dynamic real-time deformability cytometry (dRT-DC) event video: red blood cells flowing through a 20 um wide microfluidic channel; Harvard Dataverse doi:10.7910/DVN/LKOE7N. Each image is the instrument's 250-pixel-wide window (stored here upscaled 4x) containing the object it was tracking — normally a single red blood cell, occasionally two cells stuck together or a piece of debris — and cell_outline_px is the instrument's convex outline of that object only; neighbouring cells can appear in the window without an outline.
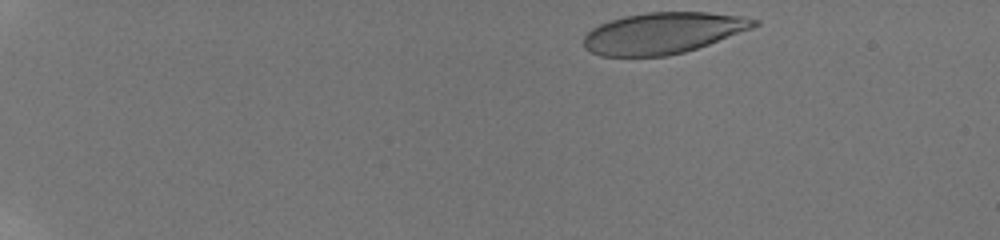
{"species": "human", "species_latin": "Homo sapiens", "temperature_condition": "room temperature", "stored_images_in_passage": 45, "camera_frame_rate_fps": 3000, "um_per_image_px": 0.085, "donor": {"sex": "male"}, "frame": {"image": 1, "passage_image": 1, "time_ms": 0.0, "image_size_px": [1000, 240], "cell_outline_px": [[760, 24], [752, 28], [708, 44], [684, 52], [668, 56], [600, 56], [584, 48], [584, 36], [592, 28], [608, 20], [624, 16], [648, 12], [708, 12], [744, 16], [760, 20]], "centroid_in_image_um": [56.36, 2.8], "position_along_channel_um": 28.6, "area_um2": 40.98}}
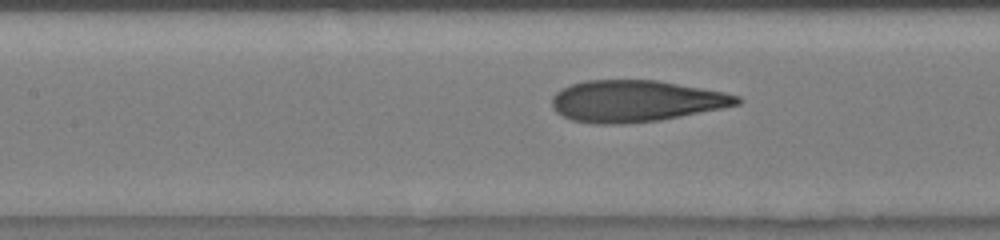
{"frame": {"image": 2, "passage_image": 21, "time_ms": 6.667, "image_size_px": [1000, 240], "cell_outline_px": [[744, 100], [740, 104], [660, 120], [624, 124], [592, 124], [572, 120], [556, 112], [552, 108], [552, 96], [560, 88], [584, 80], [656, 80], [724, 92], [740, 96]], "centroid_in_image_um": [54.0, 8.59], "position_along_channel_um": 153.4, "area_um2": 44.85}}
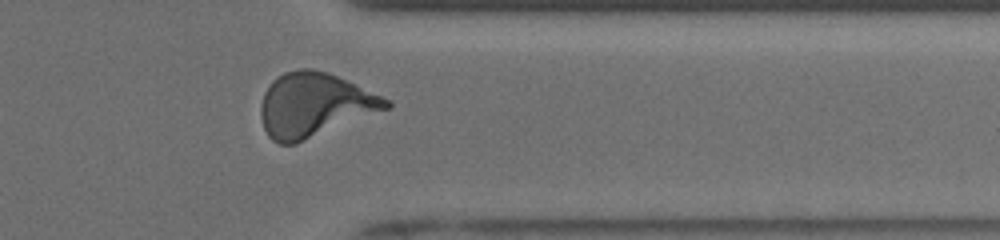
{"frame": {"image": 3, "passage_image": 39, "time_ms": 12.667, "image_size_px": [1000, 240], "cell_outline_px": [[392, 104], [388, 108], [296, 144], [280, 144], [272, 140], [268, 136], [264, 128], [260, 116], [260, 104], [264, 92], [272, 80], [276, 76], [284, 72], [300, 68], [312, 68], [328, 72], [380, 96], [388, 100]], "centroid_in_image_um": [26.64, 8.92], "position_along_channel_um": 384.8, "area_um2": 46.41}, "authors_computed_cell_mechanics": {"area_um2": 44.3904, "velocity_mm_per_s": 3.8732, "shape_relaxation_time_tau1_ms": 4.5265, "shape_relaxation_time_tau2_ms": 0.776, "deformation_change_tau1": 0.2161, "deformation_change_tau2": 0.0926}}